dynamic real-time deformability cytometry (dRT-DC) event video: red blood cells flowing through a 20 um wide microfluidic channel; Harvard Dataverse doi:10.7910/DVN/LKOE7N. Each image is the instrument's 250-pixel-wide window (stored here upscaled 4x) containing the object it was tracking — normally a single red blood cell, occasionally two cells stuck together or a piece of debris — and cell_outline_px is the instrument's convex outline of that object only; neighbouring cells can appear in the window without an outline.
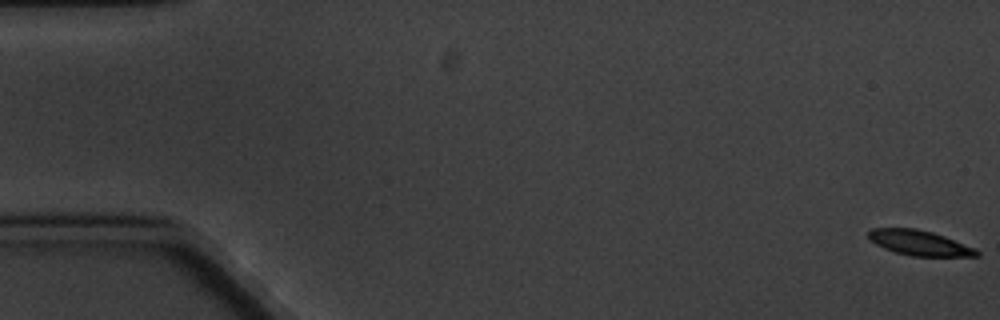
{"species": "common noctule bat (a hibernating species)", "species_latin": "Nyctalus noctula", "temperature_condition": "cold", "stored_images_in_passage": 6, "camera_frame_rate_fps": 3000, "um_per_image_px": 0.085, "animal": {"sex": "male", "body_mass_g": 20.1, "forearm_length_mm": 53.5}, "frame": {"image": 1, "passage_image": 1, "time_ms": 0.0, "image_size_px": [1000, 320], "cell_outline_px": [[980, 256], [912, 256], [896, 252], [884, 248], [868, 240], [868, 232], [872, 228], [916, 228], [932, 232], [944, 236], [976, 248], [980, 252]], "centroid_in_image_um": [78.15, 20.64], "position_along_channel_um": 6.8, "area_um2": 15.84}}